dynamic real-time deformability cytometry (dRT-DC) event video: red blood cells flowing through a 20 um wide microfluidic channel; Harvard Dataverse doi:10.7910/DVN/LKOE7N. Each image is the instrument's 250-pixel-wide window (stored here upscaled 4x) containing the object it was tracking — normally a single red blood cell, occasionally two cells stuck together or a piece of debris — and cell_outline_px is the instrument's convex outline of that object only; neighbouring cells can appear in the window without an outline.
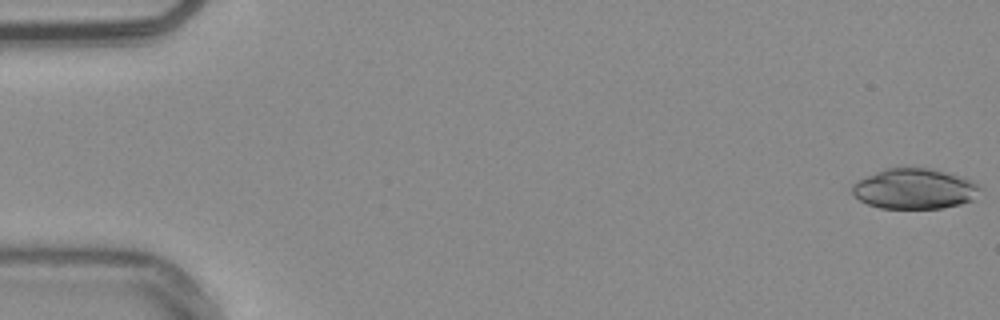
{"species": "common noctule bat (a hibernating species)", "species_latin": "Nyctalus noctula", "temperature_condition": "warm", "stored_images_in_passage": 54, "camera_frame_rate_fps": 3000, "um_per_image_px": 0.085, "animal": {"sex": "male", "body_mass_g": 20.4}, "frame": {"image": 1, "passage_image": 1, "time_ms": 0.0, "image_size_px": [1000, 320], "cell_outline_px": [[984, 188], [972, 200], [960, 204], [944, 208], [880, 208], [868, 204], [860, 200], [852, 192], [852, 184], [884, 168], [932, 168], [972, 180]], "centroid_in_image_um": [77.78, 16.05], "position_along_channel_um": 7.2, "area_um2": 30.0}}
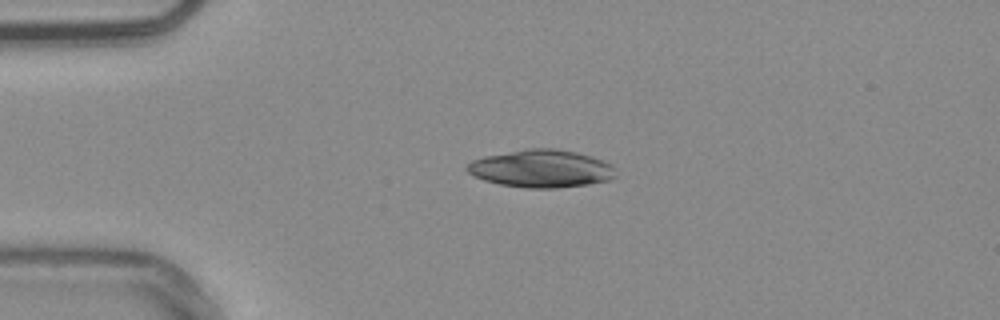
{"frame": {"image": 2, "passage_image": 13, "time_ms": 4.0, "image_size_px": [1000, 320], "cell_outline_px": [[616, 176], [608, 180], [588, 184], [556, 188], [528, 188], [500, 184], [484, 180], [472, 176], [464, 168], [472, 160], [484, 156], [532, 148], [556, 148], [576, 152], [592, 156], [604, 160], [612, 164], [616, 168]], "centroid_in_image_um": [46.03, 14.33], "position_along_channel_um": 39.0, "area_um2": 32.77}}